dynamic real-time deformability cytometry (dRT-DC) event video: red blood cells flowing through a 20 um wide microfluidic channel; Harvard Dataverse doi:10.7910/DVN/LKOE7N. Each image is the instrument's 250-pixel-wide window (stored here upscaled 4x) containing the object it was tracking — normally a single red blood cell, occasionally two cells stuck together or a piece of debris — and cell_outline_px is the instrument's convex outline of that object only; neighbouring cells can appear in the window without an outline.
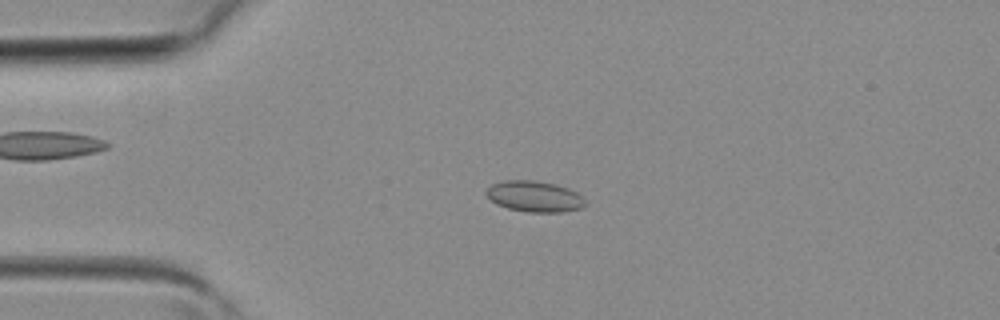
{"species": "common noctule bat (a hibernating species)", "species_latin": "Nyctalus noctula", "temperature_condition": "room temperature", "stored_images_in_passage": 4, "camera_frame_rate_fps": 3000, "um_per_image_px": 0.085, "animal": {"sex": "female", "body_mass_g": 19.3, "forearm_length_mm": 54.1}, "frame": {"image": 1, "passage_image": 3, "time_ms": 0.667, "image_size_px": [1000, 320], "cell_outline_px": [[588, 204], [584, 208], [564, 212], [528, 212], [508, 208], [496, 204], [484, 192], [492, 184], [504, 180], [532, 180], [556, 184], [568, 188], [576, 192]], "centroid_in_image_um": [45.46, 16.7], "position_along_channel_um": 39.5, "area_um2": 17.92}}